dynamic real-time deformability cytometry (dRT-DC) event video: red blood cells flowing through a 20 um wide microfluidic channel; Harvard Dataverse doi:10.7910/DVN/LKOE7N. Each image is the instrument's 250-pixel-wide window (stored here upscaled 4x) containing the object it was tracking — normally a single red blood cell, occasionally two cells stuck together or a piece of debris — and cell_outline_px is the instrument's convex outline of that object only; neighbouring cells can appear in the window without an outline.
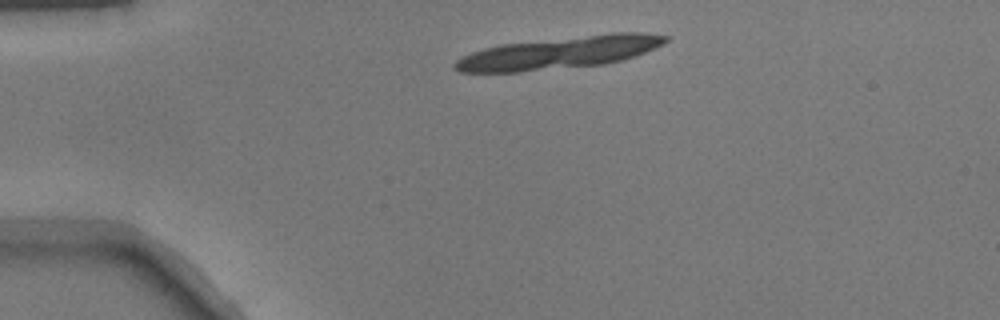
{"species": "common noctule bat (a hibernating species)", "species_latin": "Nyctalus noctula", "temperature_condition": "warm", "stored_images_in_passage": 8, "camera_frame_rate_fps": 3000, "um_per_image_px": 0.085, "animal": {"sex": "male", "body_mass_g": 17.9}, "frame": {"image": 1, "passage_image": 1, "time_ms": 0.0, "image_size_px": [1000, 320], "cell_outline_px": [[672, 36], [664, 44], [644, 52], [620, 60], [604, 64], [520, 72], [460, 72], [452, 68], [452, 64], [456, 60], [472, 52], [484, 48], [500, 44], [612, 32], [644, 32]], "centroid_in_image_um": [47.55, 4.46], "position_along_channel_um": 37.5, "area_um2": 39.71}}